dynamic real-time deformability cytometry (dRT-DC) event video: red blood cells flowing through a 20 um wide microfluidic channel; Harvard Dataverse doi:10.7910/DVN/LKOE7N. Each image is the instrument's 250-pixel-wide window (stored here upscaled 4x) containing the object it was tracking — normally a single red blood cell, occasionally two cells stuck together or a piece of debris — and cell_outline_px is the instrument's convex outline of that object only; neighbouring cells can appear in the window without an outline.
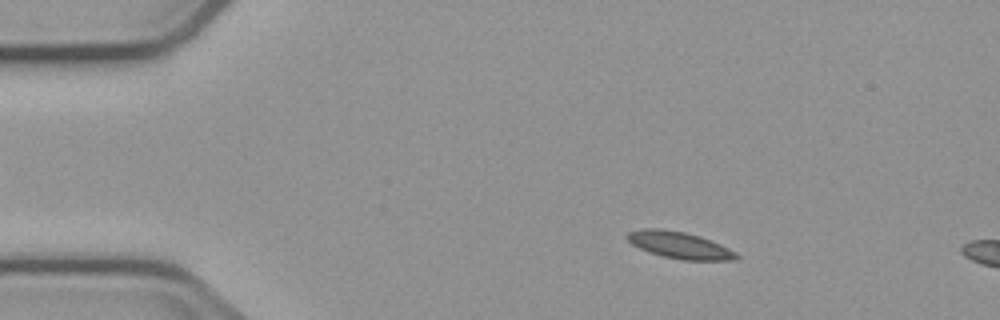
{"species": "common noctule bat (a hibernating species)", "species_latin": "Nyctalus noctula", "temperature_condition": "cold", "stored_images_in_passage": 3, "camera_frame_rate_fps": 3000, "um_per_image_px": 0.085, "animal": {"sex": "male", "body_mass_g": 23.1, "forearm_length_mm": 52.7}, "frame": {"image": 1, "passage_image": 2, "time_ms": 1.0, "image_size_px": [1000, 320], "cell_outline_px": [[740, 256], [736, 260], [680, 260], [660, 256], [648, 252], [632, 244], [624, 236], [628, 232], [644, 228], [656, 228], [684, 232], [720, 244], [736, 252]], "centroid_in_image_um": [57.72, 20.85], "position_along_channel_um": 27.3, "area_um2": 16.94}}